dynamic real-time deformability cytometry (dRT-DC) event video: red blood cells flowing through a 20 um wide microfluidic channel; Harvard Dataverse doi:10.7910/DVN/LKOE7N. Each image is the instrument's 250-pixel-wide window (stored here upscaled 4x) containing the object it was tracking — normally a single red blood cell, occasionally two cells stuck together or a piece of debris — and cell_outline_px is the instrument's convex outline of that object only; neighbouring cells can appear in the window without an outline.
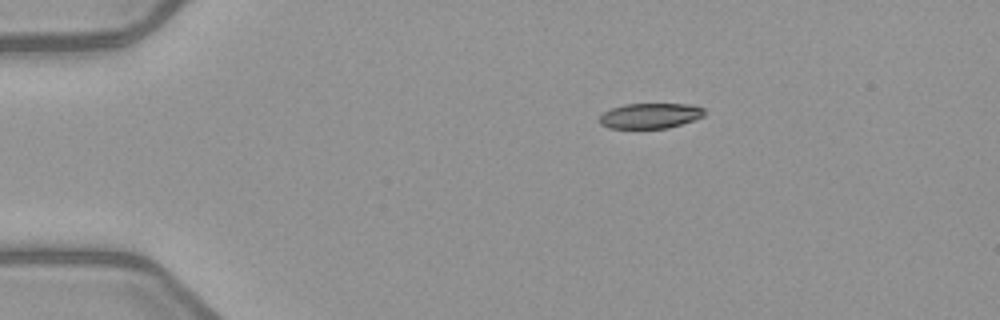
{"species": "common noctule bat (a hibernating species)", "species_latin": "Nyctalus noctula", "temperature_condition": "warm", "stored_images_in_passage": 2, "camera_frame_rate_fps": 3000, "um_per_image_px": 0.085, "animal": {"sex": "female", "body_mass_g": 21.9}, "frame": {"image": 1, "passage_image": 1, "time_ms": 0.0, "image_size_px": [1000, 320], "cell_outline_px": [[704, 116], [668, 128], [608, 128], [600, 124], [600, 116], [604, 112], [612, 108], [624, 104], [688, 104], [704, 108]], "centroid_in_image_um": [55.25, 9.84], "position_along_channel_um": 29.8, "area_um2": 15.32}}